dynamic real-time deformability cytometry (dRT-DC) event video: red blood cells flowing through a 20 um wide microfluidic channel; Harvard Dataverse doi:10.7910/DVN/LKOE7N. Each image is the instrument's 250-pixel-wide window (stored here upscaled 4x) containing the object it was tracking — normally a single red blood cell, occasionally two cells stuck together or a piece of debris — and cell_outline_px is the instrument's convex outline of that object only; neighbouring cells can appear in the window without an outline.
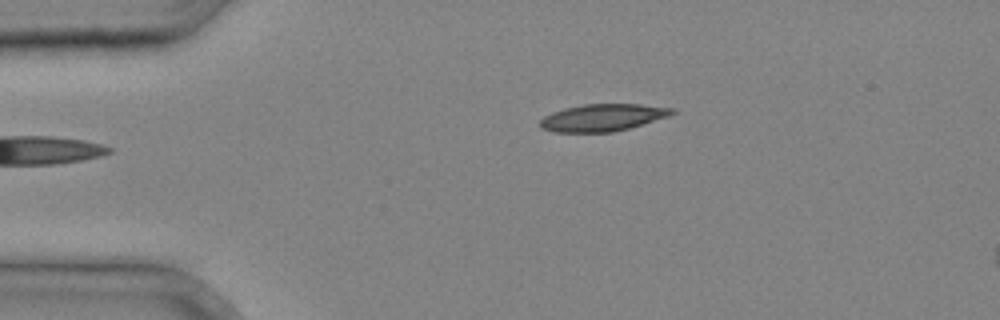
{"species": "common noctule bat (a hibernating species)", "species_latin": "Nyctalus noctula", "temperature_condition": "cold", "stored_images_in_passage": 28, "camera_frame_rate_fps": 3000, "um_per_image_px": 0.085, "animal": {"sex": "male", "body_mass_g": 20.4}, "frame": {"image": 1, "passage_image": 1, "time_ms": 0.0, "image_size_px": [1000, 320], "cell_outline_px": [[676, 112], [668, 116], [628, 128], [612, 132], [552, 132], [540, 128], [540, 120], [544, 116], [552, 112], [564, 108], [584, 104], [640, 104], [676, 108]], "centroid_in_image_um": [51.21, 9.99], "position_along_channel_um": 33.8, "area_um2": 20.87}}
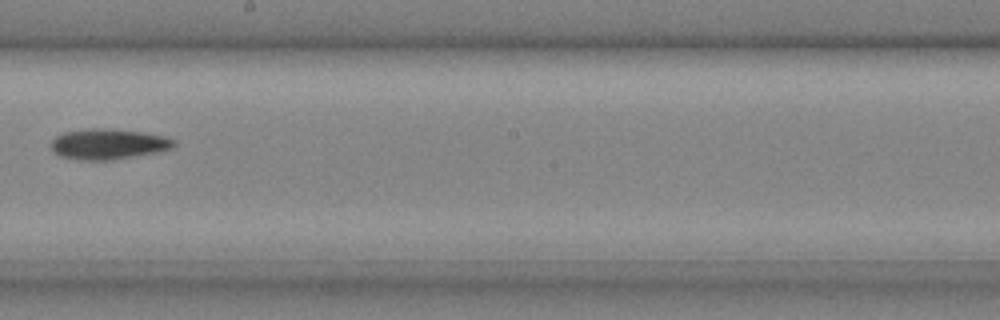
{"frame": {"image": 2, "passage_image": 15, "time_ms": 4.667, "image_size_px": [1000, 320], "cell_outline_px": [[176, 144], [172, 148], [160, 152], [108, 160], [88, 160], [60, 156], [52, 148], [52, 140], [56, 136], [64, 132], [88, 128], [104, 128], [140, 132], [164, 136], [176, 140]], "centroid_in_image_um": [9.24, 12.24], "position_along_channel_um": 239.0, "area_um2": 21.62}}
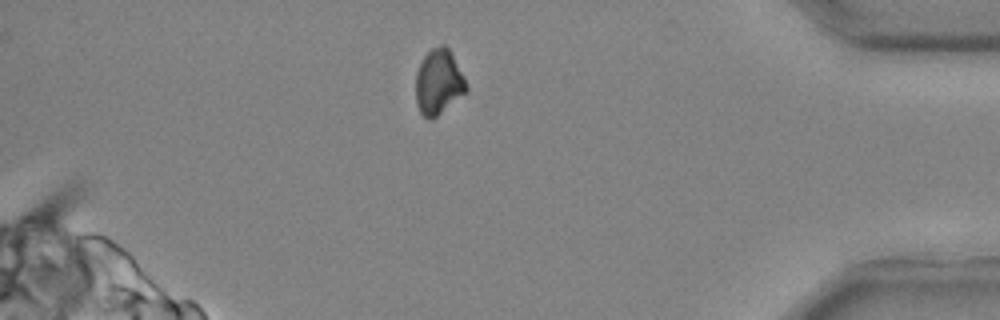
{"frame": {"image": 3, "passage_image": 26, "time_ms": 8.333, "image_size_px": [1000, 320], "cell_outline_px": [[468, 92], [432, 120], [428, 120], [420, 112], [416, 104], [416, 72], [424, 56], [432, 48], [440, 44], [444, 44], [448, 48], [464, 76], [468, 88]], "centroid_in_image_um": [37.29, 7.0], "position_along_channel_um": 397.9, "area_um2": 19.36}}